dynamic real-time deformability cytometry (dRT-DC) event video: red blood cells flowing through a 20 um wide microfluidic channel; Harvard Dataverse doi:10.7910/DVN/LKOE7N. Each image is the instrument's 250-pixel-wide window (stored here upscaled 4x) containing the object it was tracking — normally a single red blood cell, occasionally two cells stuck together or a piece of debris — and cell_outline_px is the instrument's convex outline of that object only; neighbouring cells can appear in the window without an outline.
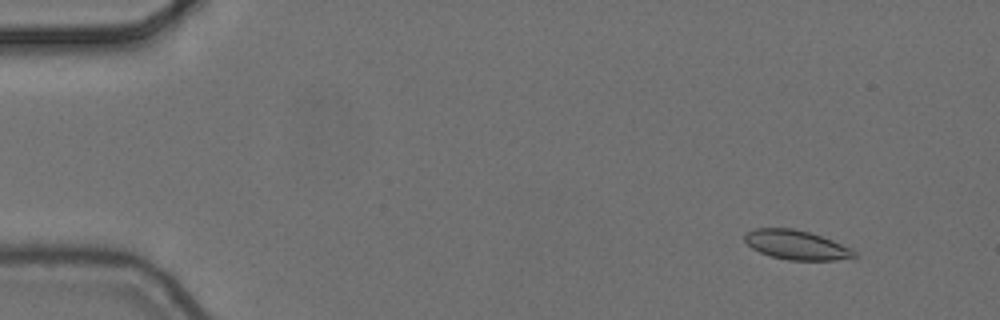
{"species": "common noctule bat (a hibernating species)", "species_latin": "Nyctalus noctula", "temperature_condition": "cold", "stored_images_in_passage": 4, "camera_frame_rate_fps": 3000, "um_per_image_px": 0.085, "animal": {"sex": "female", "body_mass_g": 24.6, "forearm_length_mm": 56.2}, "frame": {"image": 1, "passage_image": 1, "time_ms": 0.0, "image_size_px": [1000, 320], "cell_outline_px": [[860, 256], [836, 260], [788, 260], [772, 256], [760, 252], [752, 248], [744, 240], [744, 236], [748, 232], [756, 228], [792, 228], [808, 232], [832, 240], [852, 248]], "centroid_in_image_um": [67.73, 20.82], "position_along_channel_um": 17.3, "area_um2": 18.61}}
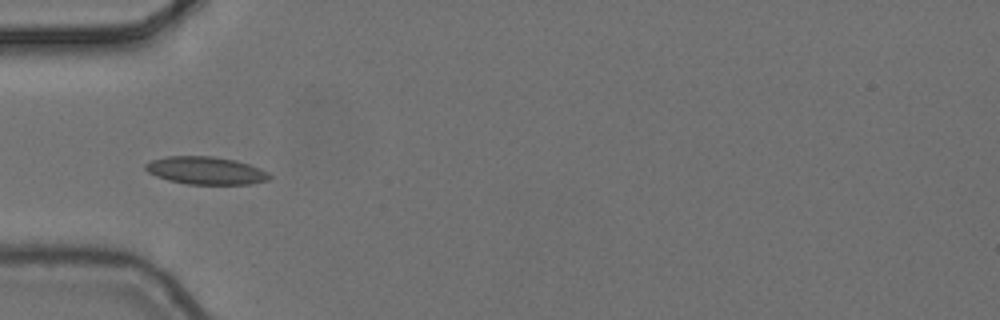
{"frame": {"image": 2, "passage_image": 4, "time_ms": 1.0, "image_size_px": [1000, 320], "cell_outline_px": [[272, 176], [268, 180], [248, 184], [188, 184], [168, 180], [156, 176], [148, 172], [144, 168], [144, 164], [152, 160], [164, 156], [212, 156], [236, 160], [260, 168], [268, 172]], "centroid_in_image_um": [17.48, 14.49], "position_along_channel_um": 67.5, "area_um2": 20.06}}